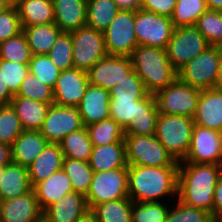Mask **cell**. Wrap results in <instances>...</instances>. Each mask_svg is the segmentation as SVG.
<instances>
[{"instance_id":"1","label":"cell","mask_w":222,"mask_h":222,"mask_svg":"<svg viewBox=\"0 0 222 222\" xmlns=\"http://www.w3.org/2000/svg\"><path fill=\"white\" fill-rule=\"evenodd\" d=\"M178 170L179 166L128 165L129 198L133 202L175 201L178 198Z\"/></svg>"},{"instance_id":"2","label":"cell","mask_w":222,"mask_h":222,"mask_svg":"<svg viewBox=\"0 0 222 222\" xmlns=\"http://www.w3.org/2000/svg\"><path fill=\"white\" fill-rule=\"evenodd\" d=\"M221 165L179 163L178 200L183 204L209 212L213 217V196Z\"/></svg>"},{"instance_id":"3","label":"cell","mask_w":222,"mask_h":222,"mask_svg":"<svg viewBox=\"0 0 222 222\" xmlns=\"http://www.w3.org/2000/svg\"><path fill=\"white\" fill-rule=\"evenodd\" d=\"M130 58L134 71L142 79L149 94L155 95L178 78L177 71L168 60L166 49L138 45Z\"/></svg>"},{"instance_id":"4","label":"cell","mask_w":222,"mask_h":222,"mask_svg":"<svg viewBox=\"0 0 222 222\" xmlns=\"http://www.w3.org/2000/svg\"><path fill=\"white\" fill-rule=\"evenodd\" d=\"M109 111L125 135H155L159 111L153 94L139 100H110Z\"/></svg>"},{"instance_id":"5","label":"cell","mask_w":222,"mask_h":222,"mask_svg":"<svg viewBox=\"0 0 222 222\" xmlns=\"http://www.w3.org/2000/svg\"><path fill=\"white\" fill-rule=\"evenodd\" d=\"M194 125L192 117L158 113L155 136L180 162L188 155Z\"/></svg>"},{"instance_id":"6","label":"cell","mask_w":222,"mask_h":222,"mask_svg":"<svg viewBox=\"0 0 222 222\" xmlns=\"http://www.w3.org/2000/svg\"><path fill=\"white\" fill-rule=\"evenodd\" d=\"M127 165L179 166L155 135H125Z\"/></svg>"},{"instance_id":"7","label":"cell","mask_w":222,"mask_h":222,"mask_svg":"<svg viewBox=\"0 0 222 222\" xmlns=\"http://www.w3.org/2000/svg\"><path fill=\"white\" fill-rule=\"evenodd\" d=\"M221 56V46H209L177 72L178 79L200 90L215 88Z\"/></svg>"},{"instance_id":"8","label":"cell","mask_w":222,"mask_h":222,"mask_svg":"<svg viewBox=\"0 0 222 222\" xmlns=\"http://www.w3.org/2000/svg\"><path fill=\"white\" fill-rule=\"evenodd\" d=\"M209 46L211 45L195 25L181 26L174 29L166 52L169 62L178 72Z\"/></svg>"},{"instance_id":"9","label":"cell","mask_w":222,"mask_h":222,"mask_svg":"<svg viewBox=\"0 0 222 222\" xmlns=\"http://www.w3.org/2000/svg\"><path fill=\"white\" fill-rule=\"evenodd\" d=\"M85 197L89 210L104 202L129 198L128 167L94 172Z\"/></svg>"},{"instance_id":"10","label":"cell","mask_w":222,"mask_h":222,"mask_svg":"<svg viewBox=\"0 0 222 222\" xmlns=\"http://www.w3.org/2000/svg\"><path fill=\"white\" fill-rule=\"evenodd\" d=\"M200 89L181 82L178 78L154 96L159 113L194 117Z\"/></svg>"},{"instance_id":"11","label":"cell","mask_w":222,"mask_h":222,"mask_svg":"<svg viewBox=\"0 0 222 222\" xmlns=\"http://www.w3.org/2000/svg\"><path fill=\"white\" fill-rule=\"evenodd\" d=\"M135 17L136 11L120 10L103 31L107 55L131 56L138 46L134 30Z\"/></svg>"},{"instance_id":"12","label":"cell","mask_w":222,"mask_h":222,"mask_svg":"<svg viewBox=\"0 0 222 222\" xmlns=\"http://www.w3.org/2000/svg\"><path fill=\"white\" fill-rule=\"evenodd\" d=\"M70 34L74 68L88 72L98 60L107 55L103 32L85 25Z\"/></svg>"},{"instance_id":"13","label":"cell","mask_w":222,"mask_h":222,"mask_svg":"<svg viewBox=\"0 0 222 222\" xmlns=\"http://www.w3.org/2000/svg\"><path fill=\"white\" fill-rule=\"evenodd\" d=\"M174 29L169 17L143 9L136 11L134 30L138 45L166 49Z\"/></svg>"},{"instance_id":"14","label":"cell","mask_w":222,"mask_h":222,"mask_svg":"<svg viewBox=\"0 0 222 222\" xmlns=\"http://www.w3.org/2000/svg\"><path fill=\"white\" fill-rule=\"evenodd\" d=\"M84 128L78 107L52 103L39 132L49 143H59L70 133Z\"/></svg>"},{"instance_id":"15","label":"cell","mask_w":222,"mask_h":222,"mask_svg":"<svg viewBox=\"0 0 222 222\" xmlns=\"http://www.w3.org/2000/svg\"><path fill=\"white\" fill-rule=\"evenodd\" d=\"M179 163H222V133L194 125L188 155Z\"/></svg>"},{"instance_id":"16","label":"cell","mask_w":222,"mask_h":222,"mask_svg":"<svg viewBox=\"0 0 222 222\" xmlns=\"http://www.w3.org/2000/svg\"><path fill=\"white\" fill-rule=\"evenodd\" d=\"M133 70L130 57L106 55L87 72L89 84L109 91Z\"/></svg>"},{"instance_id":"17","label":"cell","mask_w":222,"mask_h":222,"mask_svg":"<svg viewBox=\"0 0 222 222\" xmlns=\"http://www.w3.org/2000/svg\"><path fill=\"white\" fill-rule=\"evenodd\" d=\"M89 85L88 73L72 68L60 72L53 88L54 102L57 105L77 107Z\"/></svg>"},{"instance_id":"18","label":"cell","mask_w":222,"mask_h":222,"mask_svg":"<svg viewBox=\"0 0 222 222\" xmlns=\"http://www.w3.org/2000/svg\"><path fill=\"white\" fill-rule=\"evenodd\" d=\"M43 211L33 189L15 198L0 201V222H42Z\"/></svg>"},{"instance_id":"19","label":"cell","mask_w":222,"mask_h":222,"mask_svg":"<svg viewBox=\"0 0 222 222\" xmlns=\"http://www.w3.org/2000/svg\"><path fill=\"white\" fill-rule=\"evenodd\" d=\"M88 210L86 197L71 191L43 211L42 222H77Z\"/></svg>"},{"instance_id":"20","label":"cell","mask_w":222,"mask_h":222,"mask_svg":"<svg viewBox=\"0 0 222 222\" xmlns=\"http://www.w3.org/2000/svg\"><path fill=\"white\" fill-rule=\"evenodd\" d=\"M193 120L196 125L222 133V89L201 90Z\"/></svg>"},{"instance_id":"21","label":"cell","mask_w":222,"mask_h":222,"mask_svg":"<svg viewBox=\"0 0 222 222\" xmlns=\"http://www.w3.org/2000/svg\"><path fill=\"white\" fill-rule=\"evenodd\" d=\"M110 94L102 87L89 84L78 110L84 127L110 118Z\"/></svg>"},{"instance_id":"22","label":"cell","mask_w":222,"mask_h":222,"mask_svg":"<svg viewBox=\"0 0 222 222\" xmlns=\"http://www.w3.org/2000/svg\"><path fill=\"white\" fill-rule=\"evenodd\" d=\"M55 25L65 33L86 25L87 0H52Z\"/></svg>"},{"instance_id":"23","label":"cell","mask_w":222,"mask_h":222,"mask_svg":"<svg viewBox=\"0 0 222 222\" xmlns=\"http://www.w3.org/2000/svg\"><path fill=\"white\" fill-rule=\"evenodd\" d=\"M64 155L59 143H48L33 163L28 166L32 188L62 169Z\"/></svg>"},{"instance_id":"24","label":"cell","mask_w":222,"mask_h":222,"mask_svg":"<svg viewBox=\"0 0 222 222\" xmlns=\"http://www.w3.org/2000/svg\"><path fill=\"white\" fill-rule=\"evenodd\" d=\"M48 143L39 131L23 130L11 146L13 162L30 166Z\"/></svg>"},{"instance_id":"25","label":"cell","mask_w":222,"mask_h":222,"mask_svg":"<svg viewBox=\"0 0 222 222\" xmlns=\"http://www.w3.org/2000/svg\"><path fill=\"white\" fill-rule=\"evenodd\" d=\"M32 189L42 211L62 199L67 193L74 191L71 180L63 169L56 171L44 181L36 184Z\"/></svg>"},{"instance_id":"26","label":"cell","mask_w":222,"mask_h":222,"mask_svg":"<svg viewBox=\"0 0 222 222\" xmlns=\"http://www.w3.org/2000/svg\"><path fill=\"white\" fill-rule=\"evenodd\" d=\"M22 27L51 24L55 21L52 0H13Z\"/></svg>"},{"instance_id":"27","label":"cell","mask_w":222,"mask_h":222,"mask_svg":"<svg viewBox=\"0 0 222 222\" xmlns=\"http://www.w3.org/2000/svg\"><path fill=\"white\" fill-rule=\"evenodd\" d=\"M88 162L94 172L128 167L125 143H111L101 146L93 145Z\"/></svg>"},{"instance_id":"28","label":"cell","mask_w":222,"mask_h":222,"mask_svg":"<svg viewBox=\"0 0 222 222\" xmlns=\"http://www.w3.org/2000/svg\"><path fill=\"white\" fill-rule=\"evenodd\" d=\"M31 190L27 167L14 162L4 166L0 181V201L22 196Z\"/></svg>"},{"instance_id":"29","label":"cell","mask_w":222,"mask_h":222,"mask_svg":"<svg viewBox=\"0 0 222 222\" xmlns=\"http://www.w3.org/2000/svg\"><path fill=\"white\" fill-rule=\"evenodd\" d=\"M11 106L24 130L39 131L51 104L14 95Z\"/></svg>"},{"instance_id":"30","label":"cell","mask_w":222,"mask_h":222,"mask_svg":"<svg viewBox=\"0 0 222 222\" xmlns=\"http://www.w3.org/2000/svg\"><path fill=\"white\" fill-rule=\"evenodd\" d=\"M22 29L32 55L47 54L62 33L55 23L22 27Z\"/></svg>"},{"instance_id":"31","label":"cell","mask_w":222,"mask_h":222,"mask_svg":"<svg viewBox=\"0 0 222 222\" xmlns=\"http://www.w3.org/2000/svg\"><path fill=\"white\" fill-rule=\"evenodd\" d=\"M119 11L113 0H87L86 25L103 32Z\"/></svg>"},{"instance_id":"32","label":"cell","mask_w":222,"mask_h":222,"mask_svg":"<svg viewBox=\"0 0 222 222\" xmlns=\"http://www.w3.org/2000/svg\"><path fill=\"white\" fill-rule=\"evenodd\" d=\"M133 201L123 198L93 206L90 211L98 222H131Z\"/></svg>"},{"instance_id":"33","label":"cell","mask_w":222,"mask_h":222,"mask_svg":"<svg viewBox=\"0 0 222 222\" xmlns=\"http://www.w3.org/2000/svg\"><path fill=\"white\" fill-rule=\"evenodd\" d=\"M59 145L64 157L85 162L89 161L93 148L86 127L68 134L59 142Z\"/></svg>"},{"instance_id":"34","label":"cell","mask_w":222,"mask_h":222,"mask_svg":"<svg viewBox=\"0 0 222 222\" xmlns=\"http://www.w3.org/2000/svg\"><path fill=\"white\" fill-rule=\"evenodd\" d=\"M62 169L70 178L73 190L86 196L94 174L89 162L64 157Z\"/></svg>"},{"instance_id":"35","label":"cell","mask_w":222,"mask_h":222,"mask_svg":"<svg viewBox=\"0 0 222 222\" xmlns=\"http://www.w3.org/2000/svg\"><path fill=\"white\" fill-rule=\"evenodd\" d=\"M93 145L125 143L123 128L112 118L102 120L86 127Z\"/></svg>"},{"instance_id":"36","label":"cell","mask_w":222,"mask_h":222,"mask_svg":"<svg viewBox=\"0 0 222 222\" xmlns=\"http://www.w3.org/2000/svg\"><path fill=\"white\" fill-rule=\"evenodd\" d=\"M207 9L206 0H177L171 20L175 28L194 26Z\"/></svg>"},{"instance_id":"37","label":"cell","mask_w":222,"mask_h":222,"mask_svg":"<svg viewBox=\"0 0 222 222\" xmlns=\"http://www.w3.org/2000/svg\"><path fill=\"white\" fill-rule=\"evenodd\" d=\"M110 100H139L145 98L147 92L142 79L133 70L109 90Z\"/></svg>"},{"instance_id":"38","label":"cell","mask_w":222,"mask_h":222,"mask_svg":"<svg viewBox=\"0 0 222 222\" xmlns=\"http://www.w3.org/2000/svg\"><path fill=\"white\" fill-rule=\"evenodd\" d=\"M31 58L32 52L23 31L0 43V60L29 64Z\"/></svg>"},{"instance_id":"39","label":"cell","mask_w":222,"mask_h":222,"mask_svg":"<svg viewBox=\"0 0 222 222\" xmlns=\"http://www.w3.org/2000/svg\"><path fill=\"white\" fill-rule=\"evenodd\" d=\"M133 202L131 222H165L171 203Z\"/></svg>"},{"instance_id":"40","label":"cell","mask_w":222,"mask_h":222,"mask_svg":"<svg viewBox=\"0 0 222 222\" xmlns=\"http://www.w3.org/2000/svg\"><path fill=\"white\" fill-rule=\"evenodd\" d=\"M195 26L211 46L222 47V11L207 9Z\"/></svg>"},{"instance_id":"41","label":"cell","mask_w":222,"mask_h":222,"mask_svg":"<svg viewBox=\"0 0 222 222\" xmlns=\"http://www.w3.org/2000/svg\"><path fill=\"white\" fill-rule=\"evenodd\" d=\"M22 124L14 108L9 105L0 106V143L12 146L14 140L23 131Z\"/></svg>"},{"instance_id":"42","label":"cell","mask_w":222,"mask_h":222,"mask_svg":"<svg viewBox=\"0 0 222 222\" xmlns=\"http://www.w3.org/2000/svg\"><path fill=\"white\" fill-rule=\"evenodd\" d=\"M17 96L49 104L54 102L53 89L30 72L22 81Z\"/></svg>"},{"instance_id":"43","label":"cell","mask_w":222,"mask_h":222,"mask_svg":"<svg viewBox=\"0 0 222 222\" xmlns=\"http://www.w3.org/2000/svg\"><path fill=\"white\" fill-rule=\"evenodd\" d=\"M72 49L71 34L62 32L47 55L59 70H68L74 68Z\"/></svg>"},{"instance_id":"44","label":"cell","mask_w":222,"mask_h":222,"mask_svg":"<svg viewBox=\"0 0 222 222\" xmlns=\"http://www.w3.org/2000/svg\"><path fill=\"white\" fill-rule=\"evenodd\" d=\"M171 203L173 206L170 207L165 222H211L213 219L209 212L189 207L178 199Z\"/></svg>"},{"instance_id":"45","label":"cell","mask_w":222,"mask_h":222,"mask_svg":"<svg viewBox=\"0 0 222 222\" xmlns=\"http://www.w3.org/2000/svg\"><path fill=\"white\" fill-rule=\"evenodd\" d=\"M28 66L30 73L34 74L52 89L54 88L61 70L53 64L47 54L32 55Z\"/></svg>"},{"instance_id":"46","label":"cell","mask_w":222,"mask_h":222,"mask_svg":"<svg viewBox=\"0 0 222 222\" xmlns=\"http://www.w3.org/2000/svg\"><path fill=\"white\" fill-rule=\"evenodd\" d=\"M0 68H3L4 83L7 84L9 91L17 95L22 85V81L29 73L28 64L0 60Z\"/></svg>"},{"instance_id":"47","label":"cell","mask_w":222,"mask_h":222,"mask_svg":"<svg viewBox=\"0 0 222 222\" xmlns=\"http://www.w3.org/2000/svg\"><path fill=\"white\" fill-rule=\"evenodd\" d=\"M20 17L17 8L12 4L0 13V43L22 32Z\"/></svg>"},{"instance_id":"48","label":"cell","mask_w":222,"mask_h":222,"mask_svg":"<svg viewBox=\"0 0 222 222\" xmlns=\"http://www.w3.org/2000/svg\"><path fill=\"white\" fill-rule=\"evenodd\" d=\"M177 0H142L141 9L171 18Z\"/></svg>"},{"instance_id":"49","label":"cell","mask_w":222,"mask_h":222,"mask_svg":"<svg viewBox=\"0 0 222 222\" xmlns=\"http://www.w3.org/2000/svg\"><path fill=\"white\" fill-rule=\"evenodd\" d=\"M222 215V174L219 176L213 196V218Z\"/></svg>"},{"instance_id":"50","label":"cell","mask_w":222,"mask_h":222,"mask_svg":"<svg viewBox=\"0 0 222 222\" xmlns=\"http://www.w3.org/2000/svg\"><path fill=\"white\" fill-rule=\"evenodd\" d=\"M14 95L9 91L7 84L4 83L3 68H0V106L9 105Z\"/></svg>"},{"instance_id":"51","label":"cell","mask_w":222,"mask_h":222,"mask_svg":"<svg viewBox=\"0 0 222 222\" xmlns=\"http://www.w3.org/2000/svg\"><path fill=\"white\" fill-rule=\"evenodd\" d=\"M119 10L123 11H137L142 7V0H113Z\"/></svg>"},{"instance_id":"52","label":"cell","mask_w":222,"mask_h":222,"mask_svg":"<svg viewBox=\"0 0 222 222\" xmlns=\"http://www.w3.org/2000/svg\"><path fill=\"white\" fill-rule=\"evenodd\" d=\"M12 162L13 159L11 146L0 143V166H6Z\"/></svg>"},{"instance_id":"53","label":"cell","mask_w":222,"mask_h":222,"mask_svg":"<svg viewBox=\"0 0 222 222\" xmlns=\"http://www.w3.org/2000/svg\"><path fill=\"white\" fill-rule=\"evenodd\" d=\"M206 5L209 10L222 11V0H206Z\"/></svg>"},{"instance_id":"54","label":"cell","mask_w":222,"mask_h":222,"mask_svg":"<svg viewBox=\"0 0 222 222\" xmlns=\"http://www.w3.org/2000/svg\"><path fill=\"white\" fill-rule=\"evenodd\" d=\"M77 222H98L95 215L88 210Z\"/></svg>"},{"instance_id":"55","label":"cell","mask_w":222,"mask_h":222,"mask_svg":"<svg viewBox=\"0 0 222 222\" xmlns=\"http://www.w3.org/2000/svg\"><path fill=\"white\" fill-rule=\"evenodd\" d=\"M13 4V0H0V13L8 9Z\"/></svg>"},{"instance_id":"56","label":"cell","mask_w":222,"mask_h":222,"mask_svg":"<svg viewBox=\"0 0 222 222\" xmlns=\"http://www.w3.org/2000/svg\"><path fill=\"white\" fill-rule=\"evenodd\" d=\"M216 88L222 89V56H221L220 65H219Z\"/></svg>"},{"instance_id":"57","label":"cell","mask_w":222,"mask_h":222,"mask_svg":"<svg viewBox=\"0 0 222 222\" xmlns=\"http://www.w3.org/2000/svg\"><path fill=\"white\" fill-rule=\"evenodd\" d=\"M4 172V166H0V181H1V177L3 175Z\"/></svg>"},{"instance_id":"58","label":"cell","mask_w":222,"mask_h":222,"mask_svg":"<svg viewBox=\"0 0 222 222\" xmlns=\"http://www.w3.org/2000/svg\"><path fill=\"white\" fill-rule=\"evenodd\" d=\"M211 222H222V219L219 217L213 218Z\"/></svg>"}]
</instances>
